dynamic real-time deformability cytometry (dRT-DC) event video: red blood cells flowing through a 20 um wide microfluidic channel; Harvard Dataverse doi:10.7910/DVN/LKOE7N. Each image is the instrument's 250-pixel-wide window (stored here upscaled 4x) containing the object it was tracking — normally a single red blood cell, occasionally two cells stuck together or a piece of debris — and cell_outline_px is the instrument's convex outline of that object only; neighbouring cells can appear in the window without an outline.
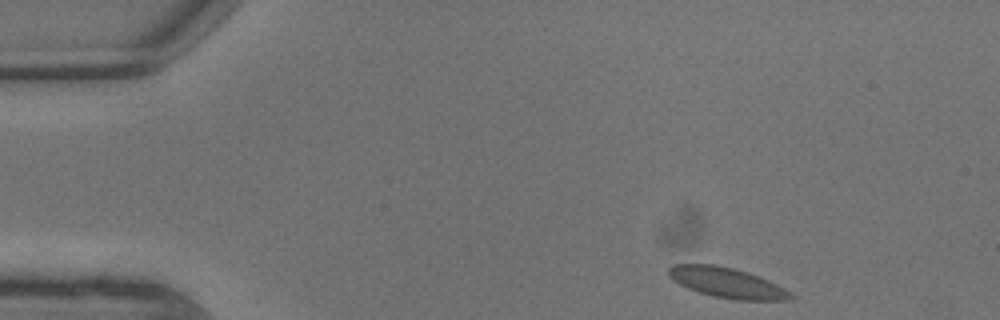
{"species": "common noctule bat (a hibernating species)", "species_latin": "Nyctalus noctula", "temperature_condition": "warm", "stored_images_in_passage": 4, "camera_frame_rate_fps": 3000, "um_per_image_px": 0.085, "animal": {"sex": "male", "body_mass_g": 13.3}, "frame": {"image": 1, "passage_image": 1, "time_ms": 0.0, "image_size_px": [1000, 320], "cell_outline_px": [[796, 296], [792, 300], [736, 300], [712, 296], [688, 288], [672, 280], [668, 276], [668, 268], [672, 264], [716, 264], [748, 272], [768, 280], [784, 288]], "centroid_in_image_um": [61.79, 24.03], "position_along_channel_um": 23.2, "area_um2": 21.56}}
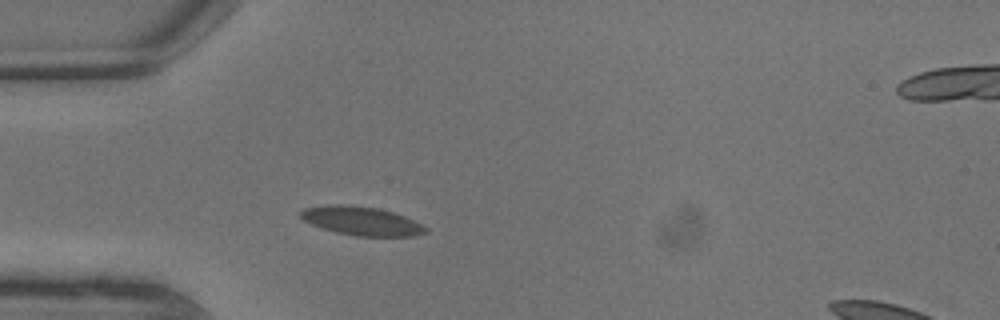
{"frame": {"image": 2, "passage_image": 4, "time_ms": 1.0, "image_size_px": [1000, 320], "cell_outline_px": [[428, 232], [416, 236], [356, 236], [336, 232], [312, 224], [304, 220], [300, 216], [300, 212], [304, 208], [328, 204], [352, 204], [380, 208], [404, 216], [428, 228]], "centroid_in_image_um": [30.74, 18.77], "position_along_channel_um": 54.3, "area_um2": 20.98}}